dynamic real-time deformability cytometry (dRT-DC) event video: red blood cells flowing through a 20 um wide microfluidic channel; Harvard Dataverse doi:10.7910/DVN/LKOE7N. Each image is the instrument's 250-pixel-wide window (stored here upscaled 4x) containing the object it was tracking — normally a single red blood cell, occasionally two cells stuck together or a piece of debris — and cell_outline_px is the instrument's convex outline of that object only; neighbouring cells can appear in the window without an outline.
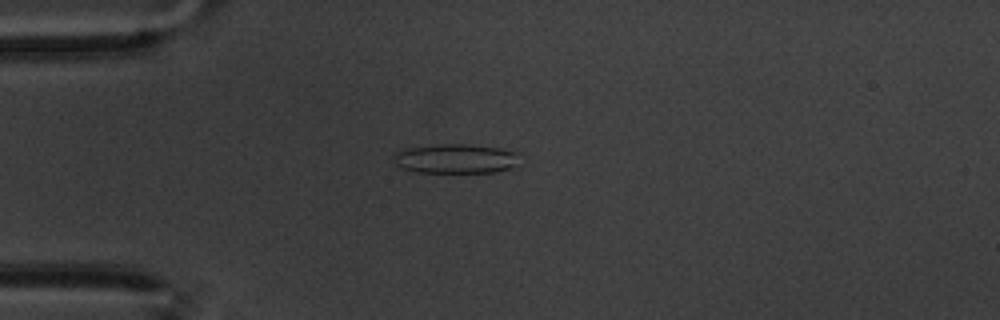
{"species": "common noctule bat (a hibernating species)", "species_latin": "Nyctalus noctula", "temperature_condition": "warm", "stored_images_in_passage": 49, "camera_frame_rate_fps": 3000, "um_per_image_px": 0.085, "animal": {"sex": "male", "body_mass_g": 20.1, "forearm_length_mm": 53.5}, "frame": {"image": 1, "passage_image": 5, "time_ms": 1.333, "image_size_px": [1000, 320], "cell_outline_px": [[520, 152], [512, 168], [496, 172], [416, 172], [404, 168], [396, 164], [392, 156], [396, 152], [404, 148], [440, 144], [464, 144], [500, 148]], "centroid_in_image_um": [38.72, 13.48], "position_along_channel_um": 46.3, "area_um2": 21.56}}
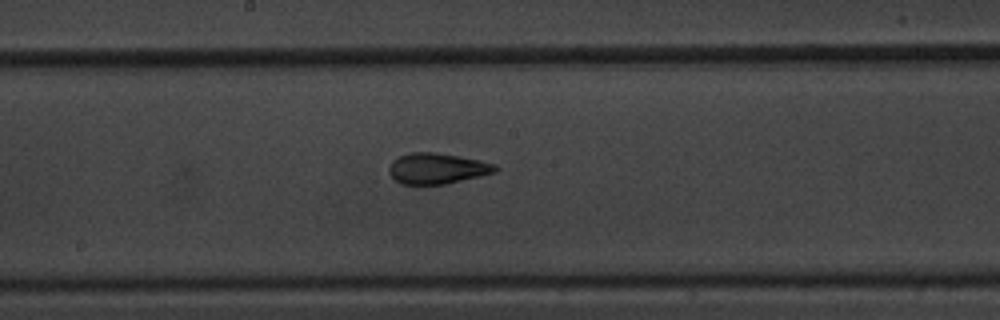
{"frame": {"image": 2, "passage_image": 21, "time_ms": 6.667, "image_size_px": [1000, 320], "cell_outline_px": [[496, 172], [480, 176], [444, 184], [400, 184], [388, 172], [388, 168], [392, 160], [400, 156], [412, 152], [436, 152], [460, 156], [480, 160], [496, 164]], "centroid_in_image_um": [37.14, 14.31], "position_along_channel_um": 211.1, "area_um2": 19.02}}
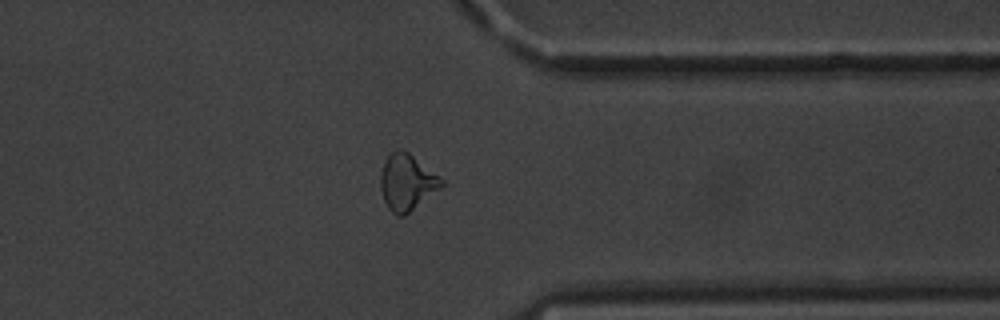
{"frame": {"image": 3, "passage_image": 36, "time_ms": 11.667, "image_size_px": [1000, 320], "cell_outline_px": [[444, 184], [440, 188], [404, 216], [396, 216], [388, 208], [384, 200], [380, 188], [380, 176], [384, 160], [396, 148], [400, 148], [408, 152], [440, 176], [444, 180]], "centroid_in_image_um": [34.57, 15.48], "position_along_channel_um": 376.8, "area_um2": 19.94}, "authors_computed_cell_mechanics": {"area_um2": 19.4786, "velocity_mm_per_s": 3.4069, "shape_relaxation_time_tau1_ms": 7.0418, "shape_relaxation_time_tau2_ms": 1.8761, "deformation_change_tau1": 0.188, "deformation_change_tau2": 0.1004}}